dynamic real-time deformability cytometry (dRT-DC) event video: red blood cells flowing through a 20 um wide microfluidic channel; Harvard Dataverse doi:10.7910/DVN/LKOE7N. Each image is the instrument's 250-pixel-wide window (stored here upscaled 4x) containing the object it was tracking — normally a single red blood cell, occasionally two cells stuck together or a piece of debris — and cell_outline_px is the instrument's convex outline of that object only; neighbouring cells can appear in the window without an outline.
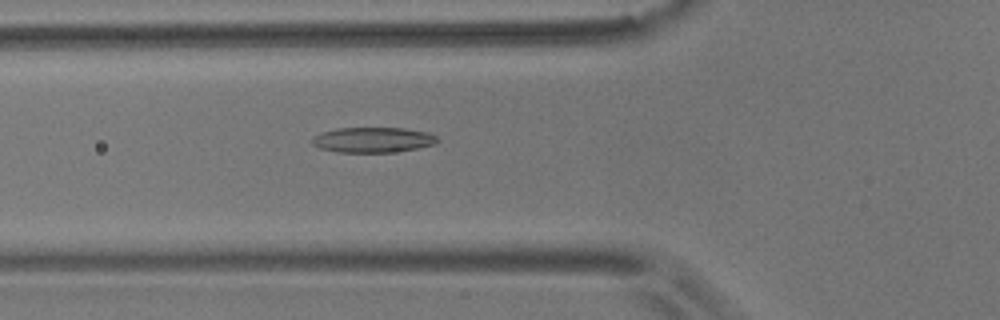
{"species": "common noctule bat (a hibernating species)", "species_latin": "Nyctalus noctula", "temperature_condition": "room temperature", "stored_images_in_passage": 41, "camera_frame_rate_fps": 3000, "um_per_image_px": 0.085, "animal": {"sex": "male", "body_mass_g": 17.9}, "frame": {"image": 1, "passage_image": 6, "time_ms": 1.667, "image_size_px": [1000, 320], "cell_outline_px": [[440, 140], [436, 144], [416, 148], [392, 152], [340, 152], [320, 148], [312, 144], [312, 136], [320, 132], [336, 128], [404, 128], [428, 132], [436, 136]], "centroid_in_image_um": [31.69, 11.88], "position_along_channel_um": 94.1, "area_um2": 18.5}}
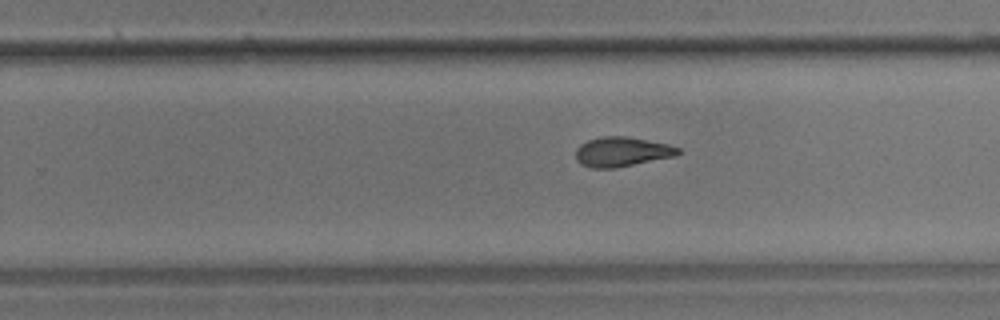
{"frame": {"image": 2, "passage_image": 21, "time_ms": 6.667, "image_size_px": [1000, 320], "cell_outline_px": [[680, 152], [676, 156], [616, 168], [592, 168], [580, 164], [576, 160], [576, 148], [580, 144], [588, 140], [600, 136], [624, 136], [668, 144], [680, 148]], "centroid_in_image_um": [52.84, 12.91], "position_along_channel_um": 277.0, "area_um2": 17.74}}
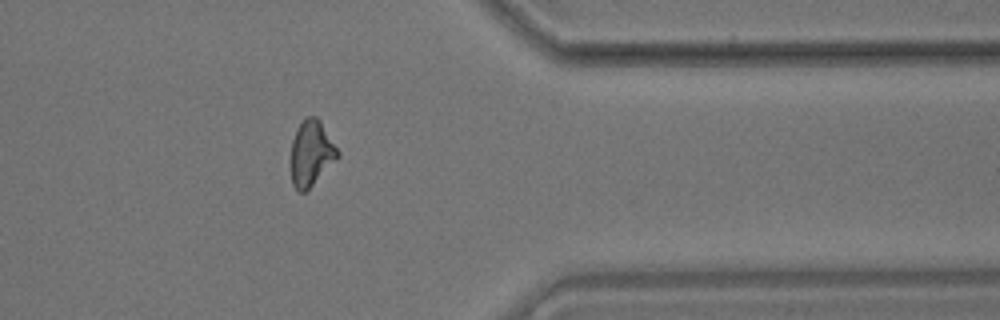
{"frame": {"image": 3, "passage_image": 31, "time_ms": 10.0, "image_size_px": [1000, 320], "cell_outline_px": [[340, 156], [304, 192], [300, 192], [292, 184], [292, 140], [296, 128], [304, 116], [316, 116], [320, 120], [340, 152]], "centroid_in_image_um": [26.46, 12.96], "position_along_channel_um": 384.9, "area_um2": 17.63}, "authors_computed_cell_mechanics": {"area_um2": 17.6868, "velocity_mm_per_s": 3.648, "shape_relaxation_time_tau1_ms": null, "shape_relaxation_time_tau2_ms": 4.0888, "deformation_change_tau1": null, "deformation_change_tau2": 0.1172}}